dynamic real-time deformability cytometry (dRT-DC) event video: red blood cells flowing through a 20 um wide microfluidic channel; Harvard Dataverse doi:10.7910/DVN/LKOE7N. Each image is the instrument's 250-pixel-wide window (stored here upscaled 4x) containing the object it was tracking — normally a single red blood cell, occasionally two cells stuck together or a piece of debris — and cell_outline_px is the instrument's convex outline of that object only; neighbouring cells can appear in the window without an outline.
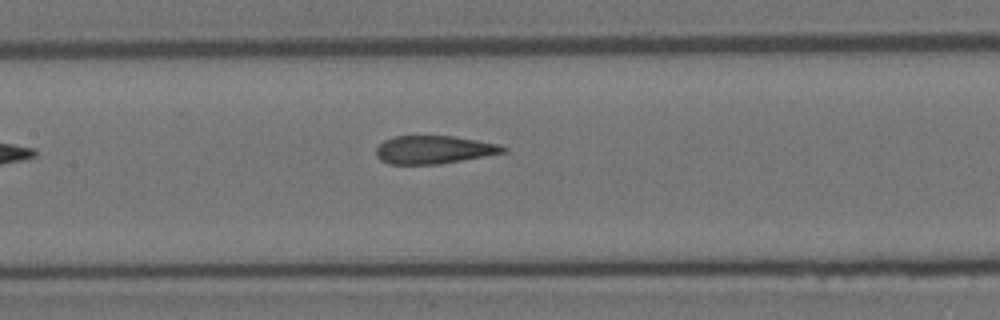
{"species": "Egyptian fruit bat (a non-hibernating species)", "species_latin": "Rousettus aegyptiacus", "temperature_condition": "room temperature", "stored_images_in_passage": 7, "camera_frame_rate_fps": 3000, "um_per_image_px": 0.085, "animal": {"sex": "female"}, "frame": {"image": 1, "passage_image": 7, "time_ms": 2.0, "image_size_px": [1000, 320], "cell_outline_px": [[508, 152], [436, 164], [388, 164], [380, 160], [376, 156], [376, 148], [384, 140], [396, 136], [452, 136], [500, 144], [508, 148]], "centroid_in_image_um": [36.88, 12.72], "position_along_channel_um": 170.5, "area_um2": 20.69}}